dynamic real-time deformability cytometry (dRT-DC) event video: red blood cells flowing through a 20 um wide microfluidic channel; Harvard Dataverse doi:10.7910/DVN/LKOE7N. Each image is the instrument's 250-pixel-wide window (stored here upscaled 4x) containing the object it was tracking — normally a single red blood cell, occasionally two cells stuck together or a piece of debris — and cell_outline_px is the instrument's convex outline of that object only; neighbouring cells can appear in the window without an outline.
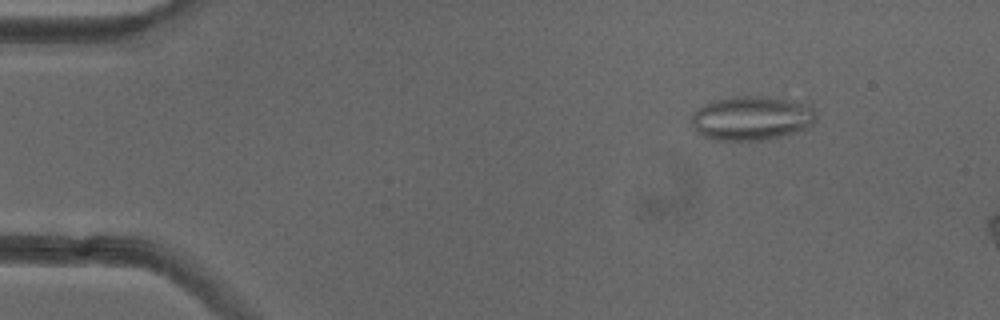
{"species": "common noctule bat (a hibernating species)", "species_latin": "Nyctalus noctula", "temperature_condition": "cold", "stored_images_in_passage": 7, "camera_frame_rate_fps": 3000, "um_per_image_px": 0.085, "animal": {"sex": "female"}, "frame": {"image": 1, "passage_image": 1, "time_ms": 0.0, "image_size_px": [1000, 320], "cell_outline_px": [[816, 120], [812, 124], [796, 132], [784, 136], [764, 140], [712, 140], [696, 132], [692, 124], [692, 112], [704, 104], [712, 100], [736, 96], [760, 96], [792, 100], [804, 104], [812, 108], [816, 112]], "centroid_in_image_um": [63.86, 10.05], "position_along_channel_um": 21.1, "area_um2": 32.19}}